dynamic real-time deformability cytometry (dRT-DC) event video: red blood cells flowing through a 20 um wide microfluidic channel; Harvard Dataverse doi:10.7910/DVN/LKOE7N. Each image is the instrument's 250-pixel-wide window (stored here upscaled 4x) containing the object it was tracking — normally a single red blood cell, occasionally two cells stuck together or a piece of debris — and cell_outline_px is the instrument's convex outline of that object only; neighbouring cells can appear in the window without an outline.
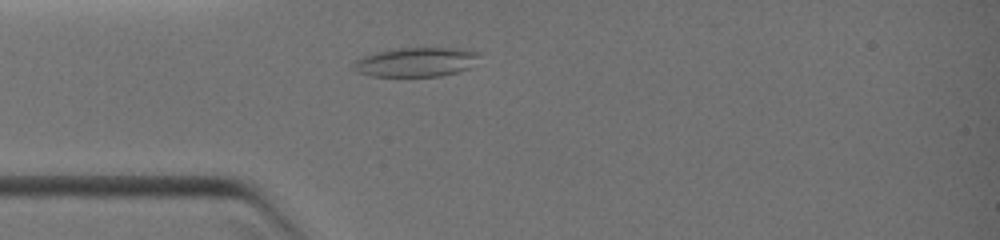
{"species": "common noctule bat (a hibernating species)", "species_latin": "Nyctalus noctula", "temperature_condition": "warm", "stored_images_in_passage": 16, "camera_frame_rate_fps": 3000, "um_per_image_px": 0.085, "animal": {"sex": "female", "body_mass_g": 19.0, "forearm_length_mm": 51.5}, "frame": {"image": 1, "passage_image": 7, "time_ms": 3.0, "image_size_px": [1000, 240], "cell_outline_px": [[480, 56], [472, 68], [440, 76], [372, 76], [356, 72], [352, 68], [352, 60], [376, 52], [396, 48], [468, 48], [480, 52]], "centroid_in_image_um": [35.39, 5.26], "position_along_channel_um": 49.6, "area_um2": 21.91}}
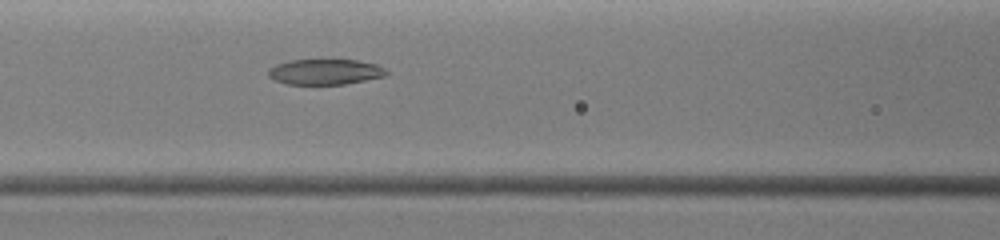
{"frame": {"image": 2, "passage_image": 14, "time_ms": 5.0, "image_size_px": [1000, 240], "cell_outline_px": [[388, 76], [344, 84], [284, 84], [268, 76], [268, 68], [276, 64], [292, 60], [356, 60], [376, 64], [384, 68], [388, 72]], "centroid_in_image_um": [27.64, 6.11], "position_along_channel_um": 139.0, "area_um2": 17.57}}
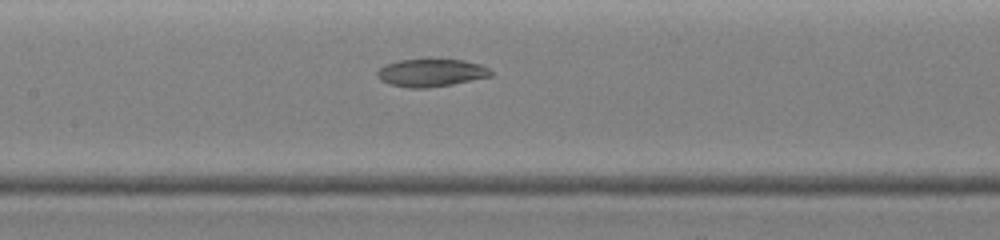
{"frame": {"image": 3, "passage_image": 16, "time_ms": 5.667, "image_size_px": [1000, 240], "cell_outline_px": [[492, 76], [452, 84], [428, 88], [408, 88], [388, 84], [380, 80], [376, 76], [376, 72], [380, 68], [388, 64], [400, 60], [464, 60], [480, 64], [488, 68], [492, 72]], "centroid_in_image_um": [36.63, 6.2], "position_along_channel_um": 170.8, "area_um2": 18.21}}